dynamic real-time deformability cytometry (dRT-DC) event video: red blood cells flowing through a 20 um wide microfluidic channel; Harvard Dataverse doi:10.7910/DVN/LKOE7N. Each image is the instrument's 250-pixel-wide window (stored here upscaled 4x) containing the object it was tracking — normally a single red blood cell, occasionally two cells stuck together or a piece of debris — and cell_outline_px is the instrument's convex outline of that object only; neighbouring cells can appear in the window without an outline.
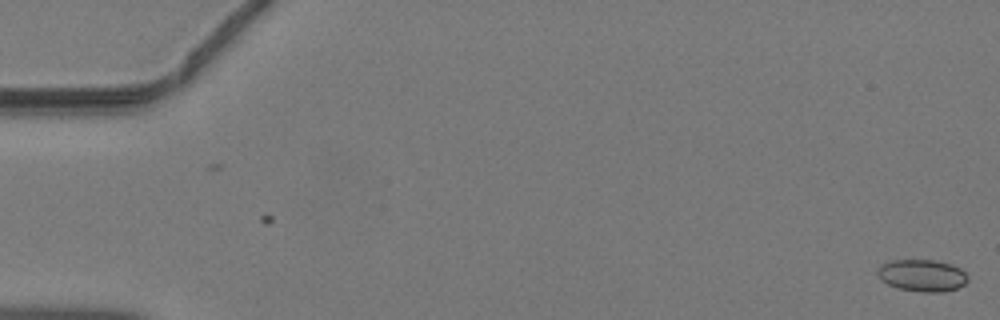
{"species": "common noctule bat (a hibernating species)", "species_latin": "Nyctalus noctula", "temperature_condition": "warm", "stored_images_in_passage": 4, "camera_frame_rate_fps": 3000, "um_per_image_px": 0.085, "animal": {"sex": "male", "body_mass_g": 19.2, "forearm_length_mm": 51.8}, "frame": {"image": 1, "passage_image": 4, "time_ms": 1.0, "image_size_px": [1000, 320], "cell_outline_px": [[968, 280], [964, 284], [956, 288], [944, 292], [920, 292], [900, 288], [888, 284], [880, 280], [876, 272], [880, 264], [888, 260], [932, 260], [952, 264], [960, 268], [968, 276]], "centroid_in_image_um": [78.36, 23.4], "position_along_channel_um": 6.6, "area_um2": 16.94}}